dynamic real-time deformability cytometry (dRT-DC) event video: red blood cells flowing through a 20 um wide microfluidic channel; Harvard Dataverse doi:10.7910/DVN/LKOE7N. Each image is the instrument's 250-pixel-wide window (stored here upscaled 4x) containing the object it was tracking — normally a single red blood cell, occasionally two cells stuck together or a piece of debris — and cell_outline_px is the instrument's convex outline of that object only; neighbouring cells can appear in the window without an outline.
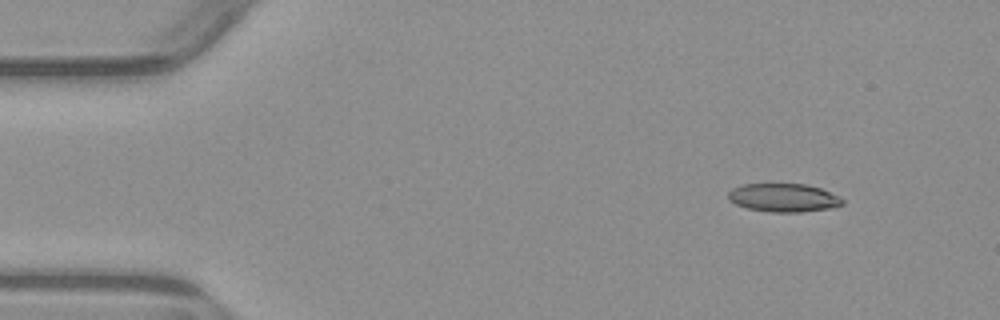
{"species": "common noctule bat (a hibernating species)", "species_latin": "Nyctalus noctula", "temperature_condition": "warm", "stored_images_in_passage": 5, "camera_frame_rate_fps": 3000, "um_per_image_px": 0.085, "animal": {"sex": "male", "body_mass_g": 23.1, "forearm_length_mm": 52.7}, "frame": {"image": 1, "passage_image": 2, "time_ms": 1.0, "image_size_px": [1000, 320], "cell_outline_px": [[844, 204], [828, 208], [800, 212], [772, 212], [748, 208], [736, 204], [728, 200], [728, 192], [732, 188], [744, 184], [804, 184], [820, 188], [840, 196], [844, 200]], "centroid_in_image_um": [66.6, 16.8], "position_along_channel_um": 18.4, "area_um2": 18.79}}
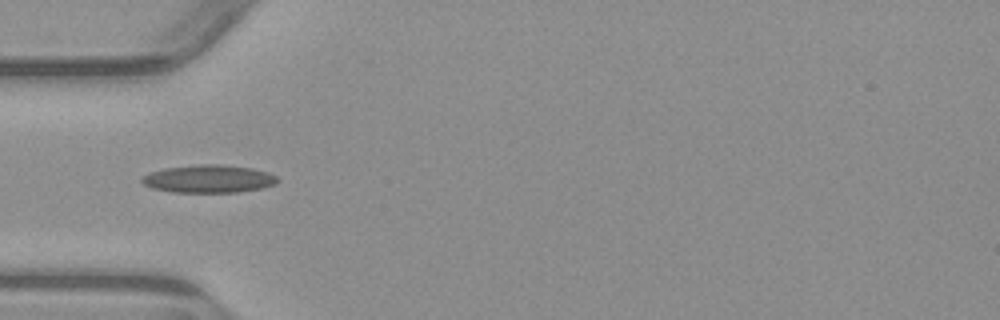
{"frame": {"image": 2, "passage_image": 5, "time_ms": 4.667, "image_size_px": [1000, 320], "cell_outline_px": [[280, 180], [276, 184], [264, 188], [236, 192], [172, 192], [152, 188], [144, 184], [140, 180], [144, 176], [152, 172], [164, 168], [200, 164], [220, 164], [252, 168], [268, 172], [276, 176]], "centroid_in_image_um": [17.78, 15.2], "position_along_channel_um": 67.2, "area_um2": 22.02}}